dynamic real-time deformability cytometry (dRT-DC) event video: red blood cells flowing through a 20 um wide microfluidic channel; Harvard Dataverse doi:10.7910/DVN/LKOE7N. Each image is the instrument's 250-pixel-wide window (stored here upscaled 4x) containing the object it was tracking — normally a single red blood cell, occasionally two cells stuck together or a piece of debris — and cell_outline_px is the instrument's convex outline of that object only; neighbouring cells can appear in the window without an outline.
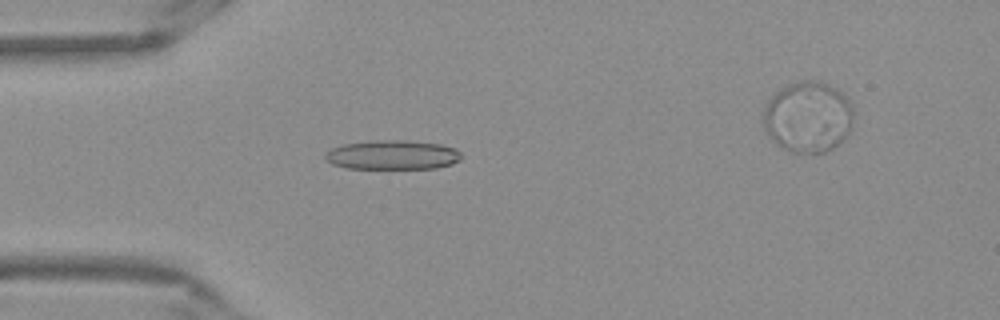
{"species": "Egyptian fruit bat (a non-hibernating species)", "species_latin": "Rousettus aegyptiacus", "temperature_condition": "warm", "stored_images_in_passage": 50, "camera_frame_rate_fps": 3000, "um_per_image_px": 0.085, "frame": {"image": 1, "passage_image": 15, "time_ms": 4.667, "image_size_px": [1000, 320], "cell_outline_px": [[460, 160], [452, 164], [436, 168], [348, 168], [332, 164], [324, 160], [324, 156], [332, 148], [344, 144], [368, 140], [400, 140], [440, 144], [456, 148], [460, 152]], "centroid_in_image_um": [33.35, 13.16], "position_along_channel_um": 51.6, "area_um2": 23.24}}
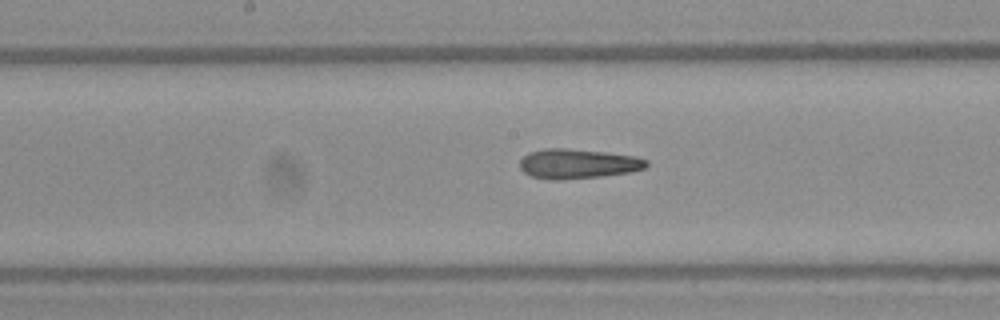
{"frame": {"image": 2, "passage_image": 27, "time_ms": 8.667, "image_size_px": [1000, 320], "cell_outline_px": [[648, 164], [644, 168], [632, 172], [600, 176], [560, 180], [552, 180], [532, 176], [524, 172], [520, 168], [520, 160], [528, 152], [544, 148], [564, 148], [604, 152], [636, 156], [648, 160]], "centroid_in_image_um": [49.11, 13.91], "position_along_channel_um": 199.1, "area_um2": 21.91}}
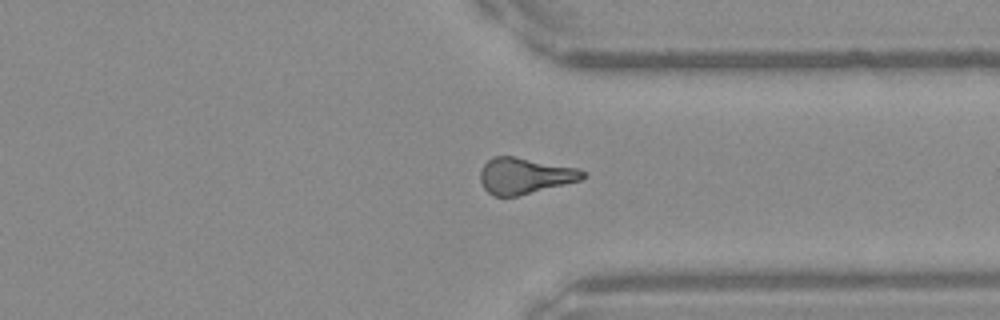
{"frame": {"image": 3, "passage_image": 40, "time_ms": 13.0, "image_size_px": [1000, 320], "cell_outline_px": [[588, 176], [580, 180], [516, 196], [496, 196], [488, 192], [484, 188], [480, 180], [480, 168], [492, 156], [512, 156], [576, 168], [584, 172]], "centroid_in_image_um": [44.56, 14.93], "position_along_channel_um": 366.8, "area_um2": 21.21}}